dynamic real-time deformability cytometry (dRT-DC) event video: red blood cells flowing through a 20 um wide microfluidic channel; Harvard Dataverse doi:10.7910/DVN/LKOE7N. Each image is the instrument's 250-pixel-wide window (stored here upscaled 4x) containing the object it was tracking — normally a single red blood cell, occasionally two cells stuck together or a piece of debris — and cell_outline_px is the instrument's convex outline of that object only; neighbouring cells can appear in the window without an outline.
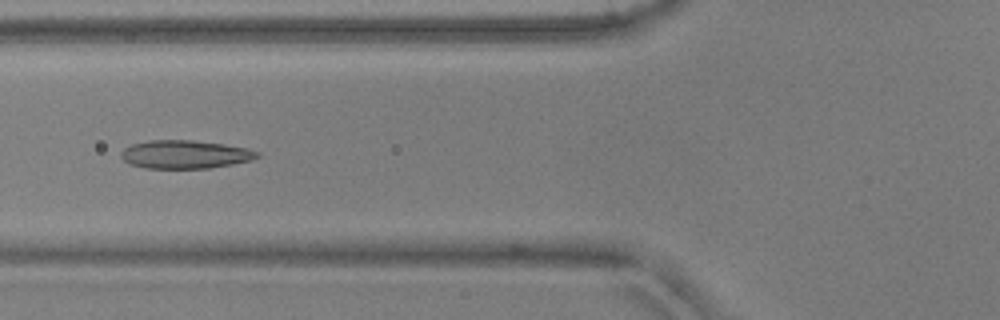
{"species": "common noctule bat (a hibernating species)", "species_latin": "Nyctalus noctula", "temperature_condition": "warm", "stored_images_in_passage": 6, "camera_frame_rate_fps": 3000, "um_per_image_px": 0.085, "animal": {"sex": "male", "body_mass_g": 17.9, "forearm_length_mm": 54.2}, "frame": {"image": 1, "passage_image": 6, "time_ms": 1.667, "image_size_px": [1000, 320], "cell_outline_px": [[260, 156], [252, 160], [232, 164], [208, 168], [148, 168], [132, 164], [124, 160], [120, 156], [120, 152], [124, 148], [132, 144], [148, 140], [192, 140], [224, 144], [248, 148], [260, 152]], "centroid_in_image_um": [15.75, 13.11], "position_along_channel_um": 110.0, "area_um2": 22.43}}